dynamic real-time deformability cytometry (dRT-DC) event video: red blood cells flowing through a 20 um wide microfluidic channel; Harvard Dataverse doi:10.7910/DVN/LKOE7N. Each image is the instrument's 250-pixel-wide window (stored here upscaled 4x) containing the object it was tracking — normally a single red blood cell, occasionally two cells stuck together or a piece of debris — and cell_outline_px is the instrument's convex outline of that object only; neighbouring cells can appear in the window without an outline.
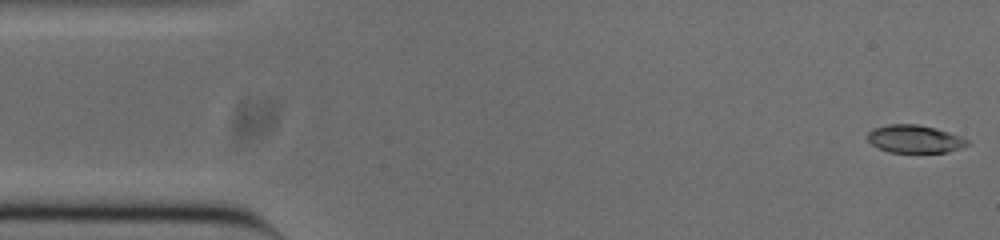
{"species": "common noctule bat (a hibernating species)", "species_latin": "Nyctalus noctula", "temperature_condition": "cold", "stored_images_in_passage": 52, "camera_frame_rate_fps": 3000, "um_per_image_px": 0.085, "animal": {"sex": "male", "body_mass_g": 20.0, "forearm_length_mm": 53.3}, "frame": {"image": 1, "passage_image": 1, "time_ms": 0.0, "image_size_px": [1000, 240], "cell_outline_px": [[968, 144], [960, 148], [948, 152], [888, 152], [872, 144], [868, 140], [868, 132], [872, 128], [888, 124], [916, 124], [936, 128], [960, 136], [968, 140]], "centroid_in_image_um": [77.73, 11.8], "position_along_channel_um": 7.3, "area_um2": 16.07}}
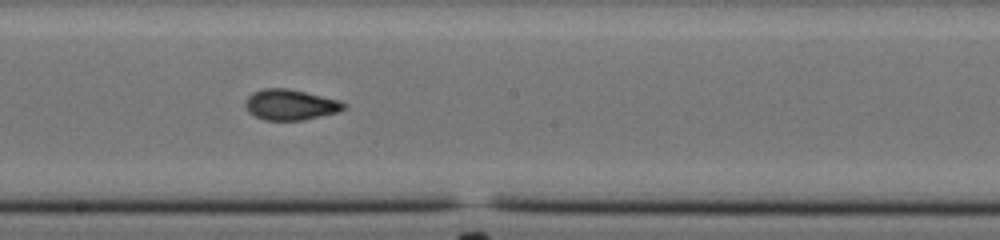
{"frame": {"image": 2, "passage_image": 27, "time_ms": 8.667, "image_size_px": [1000, 240], "cell_outline_px": [[348, 108], [336, 112], [304, 120], [264, 120], [248, 112], [244, 104], [244, 100], [252, 92], [264, 88], [288, 88], [340, 100], [348, 104]], "centroid_in_image_um": [24.68, 8.89], "position_along_channel_um": 223.5, "area_um2": 17.74}}
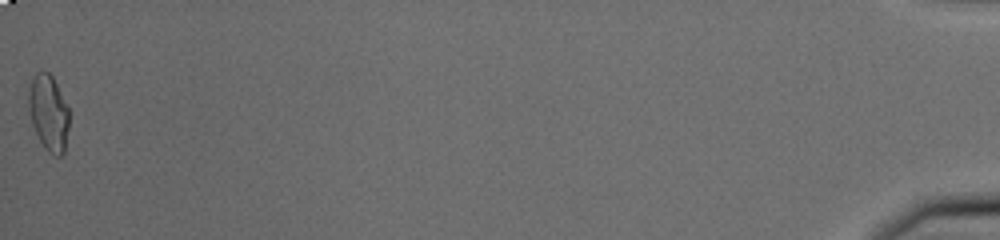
{"frame": {"image": 3, "passage_image": 52, "time_ms": 17.0, "image_size_px": [1000, 240], "cell_outline_px": [[68, 128], [64, 152], [60, 156], [56, 156], [48, 152], [44, 148], [32, 124], [28, 108], [28, 92], [32, 80], [36, 72], [48, 72], [52, 76], [68, 108]], "centroid_in_image_um": [4.12, 9.61], "position_along_channel_um": 431.1, "area_um2": 17.69}, "authors_computed_cell_mechanics": {"area_um2": 17.1955, "velocity_mm_per_s": 3.8329, "shape_relaxation_time_tau1_ms": 7.2719, "shape_relaxation_time_tau2_ms": 1.6665, "deformation_change_tau1": 0.2204, "deformation_change_tau2": 0.0711}}